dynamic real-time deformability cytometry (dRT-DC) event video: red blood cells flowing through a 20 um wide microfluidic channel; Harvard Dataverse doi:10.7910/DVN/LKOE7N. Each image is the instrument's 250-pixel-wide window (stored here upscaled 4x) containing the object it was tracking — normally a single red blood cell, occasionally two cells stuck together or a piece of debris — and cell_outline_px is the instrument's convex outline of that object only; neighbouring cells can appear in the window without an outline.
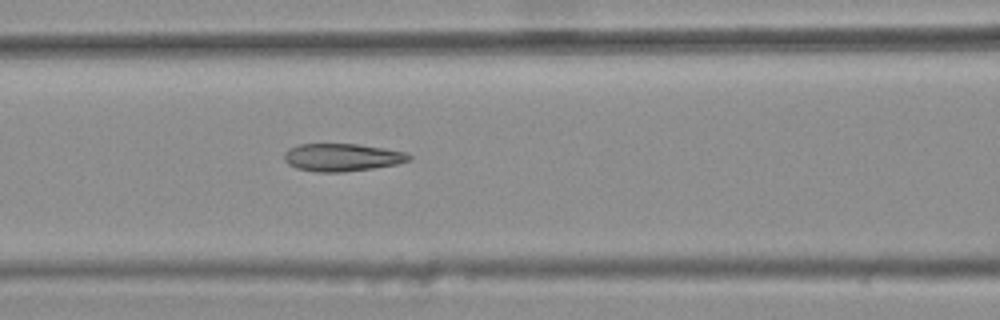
{"species": "common noctule bat (a hibernating species)", "species_latin": "Nyctalus noctula", "temperature_condition": "warm", "stored_images_in_passage": 6, "camera_frame_rate_fps": 3000, "um_per_image_px": 0.085, "animal": {"sex": "female", "body_mass_g": 25.1}, "frame": {"image": 1, "passage_image": 6, "time_ms": 1.667, "image_size_px": [1000, 320], "cell_outline_px": [[412, 160], [396, 164], [372, 168], [340, 172], [316, 172], [296, 168], [288, 164], [284, 160], [284, 152], [288, 148], [300, 144], [356, 144], [384, 148], [404, 152], [412, 156]], "centroid_in_image_um": [29.05, 13.37], "position_along_channel_um": 137.6, "area_um2": 20.11}}